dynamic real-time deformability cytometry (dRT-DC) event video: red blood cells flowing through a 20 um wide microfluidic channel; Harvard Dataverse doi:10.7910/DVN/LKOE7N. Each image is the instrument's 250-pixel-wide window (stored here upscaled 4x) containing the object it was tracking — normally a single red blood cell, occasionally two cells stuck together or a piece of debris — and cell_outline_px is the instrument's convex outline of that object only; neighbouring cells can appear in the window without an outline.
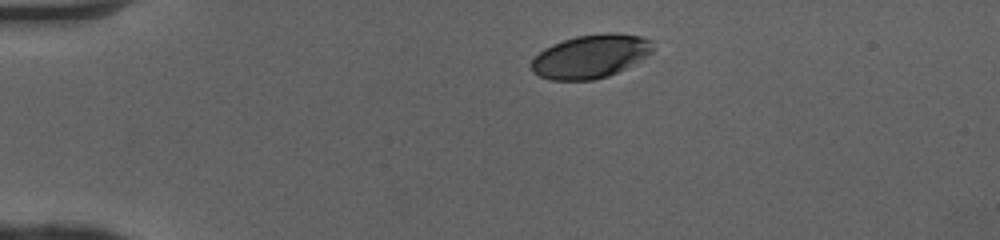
{"species": "human", "species_latin": "Homo sapiens", "temperature_condition": "cold", "stored_images_in_passage": 38, "camera_frame_rate_fps": 3000, "um_per_image_px": 0.085, "donor": {"sex": "female"}, "frame": {"image": 1, "passage_image": 1, "time_ms": 0.0, "image_size_px": [1000, 240], "cell_outline_px": [[652, 52], [624, 68], [608, 76], [592, 80], [552, 80], [540, 76], [532, 72], [532, 60], [544, 48], [552, 44], [576, 36], [604, 32], [612, 32], [640, 36], [652, 40]], "centroid_in_image_um": [50.18, 4.78], "position_along_channel_um": 34.8, "area_um2": 30.46}}
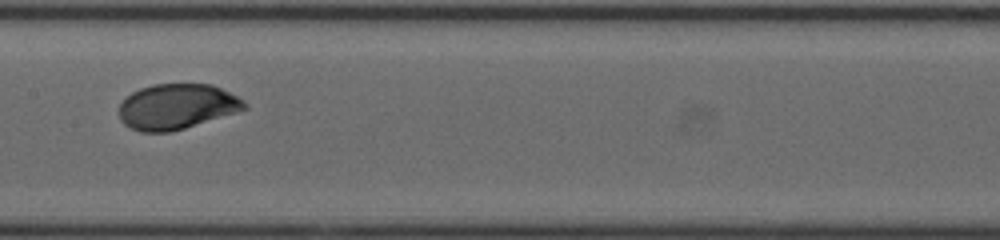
{"frame": {"image": 2, "passage_image": 17, "time_ms": 5.333, "image_size_px": [1000, 240], "cell_outline_px": [[248, 108], [236, 112], [172, 132], [140, 132], [128, 128], [120, 120], [120, 104], [132, 92], [140, 88], [152, 84], [212, 84], [236, 96]], "centroid_in_image_um": [14.97, 9.07], "position_along_channel_um": 192.4, "area_um2": 32.89}}
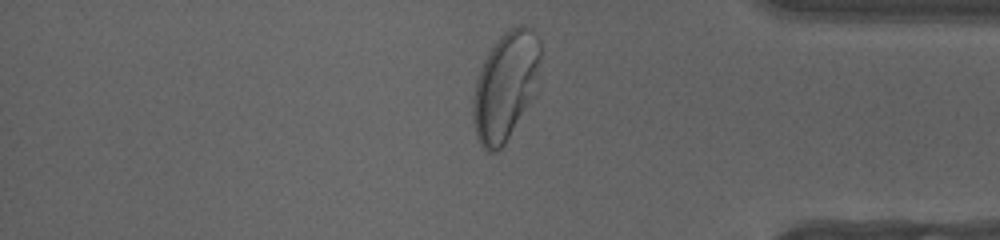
{"frame": {"image": 3, "passage_image": 33, "time_ms": 10.667, "image_size_px": [1000, 240], "cell_outline_px": [[540, 88], [536, 96], [504, 144], [496, 152], [488, 152], [480, 144], [476, 136], [472, 120], [472, 100], [476, 80], [484, 60], [488, 52], [496, 40], [504, 32], [516, 24], [524, 24], [540, 40]], "centroid_in_image_um": [43.0, 7.32], "position_along_channel_um": 392.2, "area_um2": 43.52}, "authors_computed_cell_mechanics": {"area_um2": 33.8419, "velocity_mm_per_s": 4.0564, "shape_relaxation_time_tau1_ms": 2.0383, "shape_relaxation_time_tau2_ms": null, "deformation_change_tau1": 0.1291, "deformation_change_tau2": null}}